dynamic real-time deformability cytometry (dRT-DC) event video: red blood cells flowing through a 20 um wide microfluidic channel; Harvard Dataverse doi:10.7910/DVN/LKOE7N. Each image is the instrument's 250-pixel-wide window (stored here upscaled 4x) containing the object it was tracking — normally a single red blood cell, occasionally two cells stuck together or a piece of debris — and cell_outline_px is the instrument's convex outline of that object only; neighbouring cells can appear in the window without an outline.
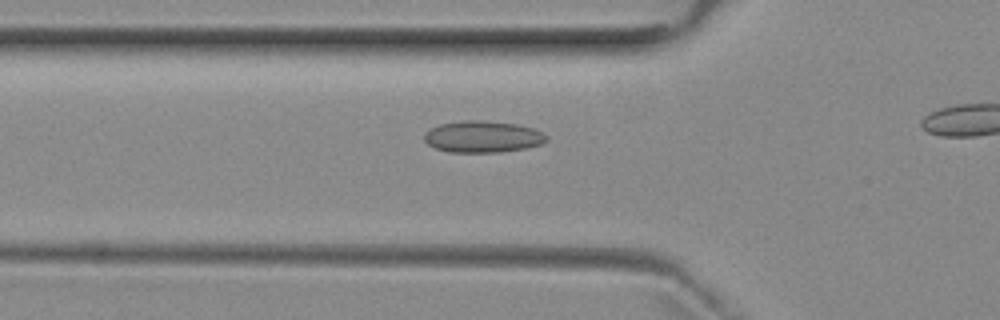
{"species": "common noctule bat (a hibernating species)", "species_latin": "Nyctalus noctula", "temperature_condition": "room temperature", "stored_images_in_passage": 5, "segment_of_instrument_passage": [1, 2], "camera_frame_rate_fps": 3000, "um_per_image_px": 0.085, "animal": {"sex": "female", "body_mass_g": 29.2, "forearm_length_mm": 56.3}, "frame": {"image": 1, "passage_image": 4, "time_ms": 4.333, "image_size_px": [1000, 320], "cell_outline_px": [[548, 140], [540, 144], [528, 148], [500, 152], [448, 152], [436, 148], [428, 144], [424, 140], [424, 132], [440, 124], [464, 120], [480, 120], [516, 124], [532, 128], [544, 132], [548, 136]], "centroid_in_image_um": [41.05, 11.62], "position_along_channel_um": 84.8, "area_um2": 22.6}}